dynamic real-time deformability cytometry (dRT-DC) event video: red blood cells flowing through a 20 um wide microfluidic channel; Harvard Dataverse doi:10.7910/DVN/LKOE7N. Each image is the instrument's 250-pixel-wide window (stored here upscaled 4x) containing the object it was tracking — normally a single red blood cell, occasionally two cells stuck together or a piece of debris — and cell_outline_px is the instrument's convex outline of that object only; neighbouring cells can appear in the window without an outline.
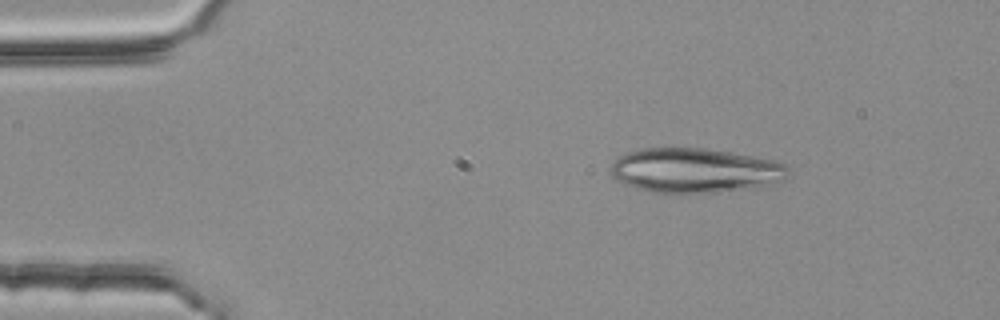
{"species": "common noctule bat (a hibernating species)", "species_latin": "Nyctalus noctula", "temperature_condition": "room temperature", "stored_images_in_passage": 3, "camera_frame_rate_fps": 3000, "um_per_image_px": 0.085, "animal": {"sex": "female", "body_mass_g": 25.1}, "frame": {"image": 1, "passage_image": 1, "time_ms": 0.0, "image_size_px": [1000, 320], "cell_outline_px": [[788, 172], [784, 180], [772, 184], [712, 192], [648, 192], [624, 184], [616, 180], [612, 176], [608, 168], [620, 156], [628, 152], [644, 148], [704, 148], [732, 152], [772, 160], [784, 164], [788, 168]], "centroid_in_image_um": [59.01, 14.47], "position_along_channel_um": 26.0, "area_um2": 45.66}}